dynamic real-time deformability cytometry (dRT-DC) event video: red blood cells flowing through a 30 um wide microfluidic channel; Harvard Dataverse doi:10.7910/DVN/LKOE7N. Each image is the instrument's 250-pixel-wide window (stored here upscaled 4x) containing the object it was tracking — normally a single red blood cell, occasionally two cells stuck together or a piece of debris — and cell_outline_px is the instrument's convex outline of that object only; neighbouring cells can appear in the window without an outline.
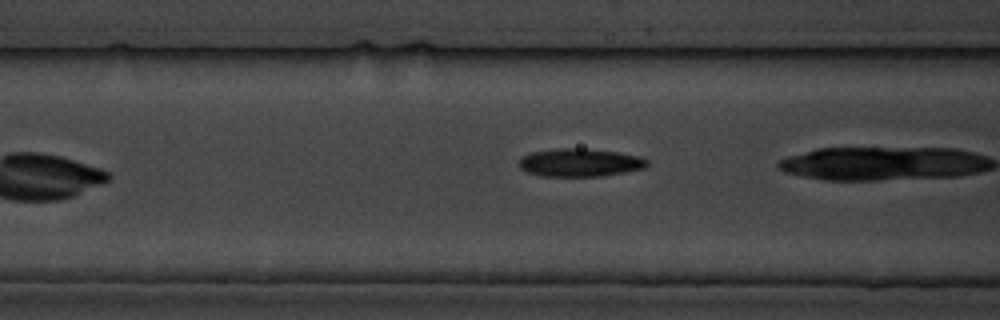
{"species": "common noctule bat (a hibernating species)", "species_latin": "Nyctalus noctula", "temperature_condition": "cold", "stored_images_in_passage": 9, "camera_frame_rate_fps": 3000, "um_per_image_px": 0.085, "animal": {"sex": "male", "body_mass_g": 19.5, "forearm_length_mm": 54.6}, "frame": {"image": 1, "passage_image": 7, "time_ms": 8.0, "image_size_px": [1000, 320], "cell_outline_px": [[648, 164], [644, 168], [624, 172], [600, 176], [540, 176], [528, 172], [520, 168], [520, 156], [532, 152], [556, 148], [584, 148], [620, 152], [640, 156], [648, 160]], "centroid_in_image_um": [49.29, 13.81], "position_along_channel_um": 117.3, "area_um2": 21.04}}